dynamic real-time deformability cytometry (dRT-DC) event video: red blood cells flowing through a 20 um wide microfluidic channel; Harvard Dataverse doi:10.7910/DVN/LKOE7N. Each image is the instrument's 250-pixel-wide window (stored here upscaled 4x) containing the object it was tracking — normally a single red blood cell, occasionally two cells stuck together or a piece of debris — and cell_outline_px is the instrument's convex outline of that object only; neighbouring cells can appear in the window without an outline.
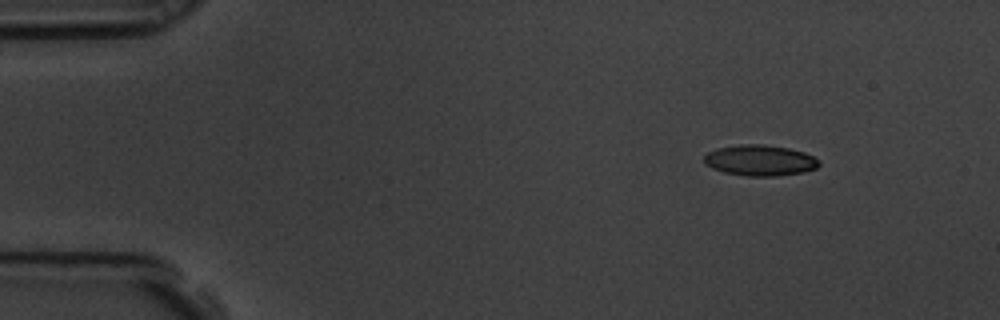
{"species": "common noctule bat (a hibernating species)", "species_latin": "Nyctalus noctula", "temperature_condition": "room temperature", "stored_images_in_passage": 5, "camera_frame_rate_fps": 3000, "um_per_image_px": 0.085, "animal": {"sex": "male", "body_mass_g": 19.5, "forearm_length_mm": 54.6}, "frame": {"image": 1, "passage_image": 1, "time_ms": 0.0, "image_size_px": [1000, 320], "cell_outline_px": [[820, 164], [816, 168], [804, 172], [776, 176], [748, 176], [724, 172], [712, 168], [704, 164], [704, 156], [708, 152], [716, 148], [740, 144], [760, 144], [788, 148], [804, 152], [820, 160]], "centroid_in_image_um": [64.59, 13.63], "position_along_channel_um": 20.4, "area_um2": 20.69}}
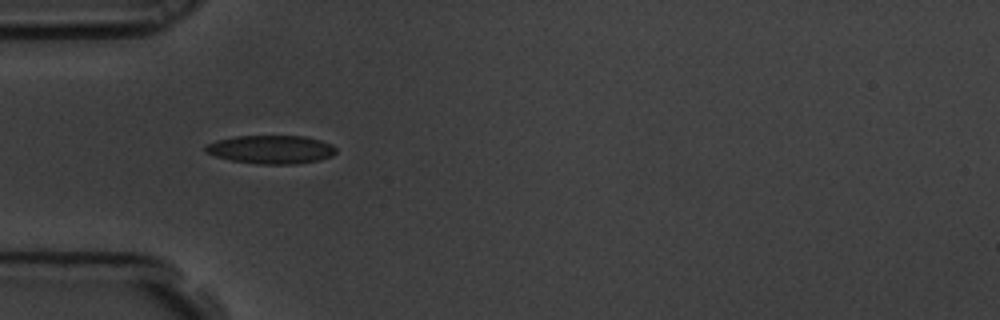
{"frame": {"image": 2, "passage_image": 4, "time_ms": 1.0, "image_size_px": [1000, 320], "cell_outline_px": [[336, 152], [332, 156], [320, 160], [296, 164], [260, 164], [232, 160], [216, 156], [204, 152], [204, 148], [208, 144], [216, 140], [236, 136], [304, 136], [320, 140], [332, 144], [336, 148]], "centroid_in_image_um": [23.06, 12.7], "position_along_channel_um": 61.9, "area_um2": 21.62}}
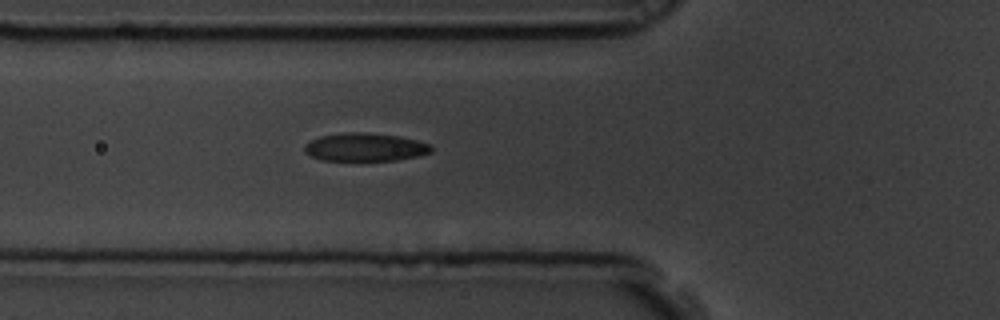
{"frame": {"image": 3, "passage_image": 5, "time_ms": 1.333, "image_size_px": [1000, 320], "cell_outline_px": [[432, 152], [416, 156], [396, 160], [320, 160], [304, 152], [304, 144], [320, 136], [344, 132], [364, 132], [396, 136], [416, 140], [432, 144]], "centroid_in_image_um": [31.01, 12.5], "position_along_channel_um": 94.8, "area_um2": 20.69}}